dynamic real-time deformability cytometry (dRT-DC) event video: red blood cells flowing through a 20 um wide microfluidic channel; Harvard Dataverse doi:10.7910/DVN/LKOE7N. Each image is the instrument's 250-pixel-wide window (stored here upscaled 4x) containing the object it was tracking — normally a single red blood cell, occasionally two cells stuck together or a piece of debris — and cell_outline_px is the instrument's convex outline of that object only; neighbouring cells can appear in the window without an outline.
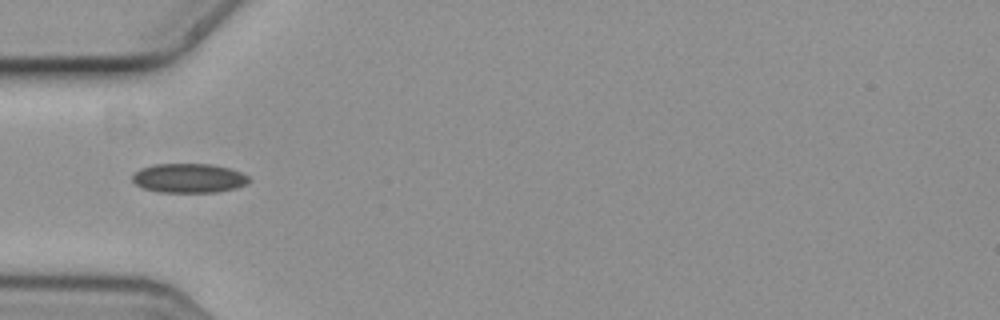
{"species": "common noctule bat (a hibernating species)", "species_latin": "Nyctalus noctula", "temperature_condition": "cold", "stored_images_in_passage": 11, "camera_frame_rate_fps": 3000, "um_per_image_px": 0.085, "animal": {"sex": "female", "body_mass_g": 19.3, "forearm_length_mm": 54.1}, "frame": {"image": 1, "passage_image": 1, "time_ms": 0.0, "image_size_px": [1000, 320], "cell_outline_px": [[252, 180], [236, 188], [216, 192], [156, 192], [144, 188], [136, 184], [132, 180], [132, 176], [140, 168], [156, 164], [208, 164], [228, 168], [240, 172], [248, 176]], "centroid_in_image_um": [16.04, 15.15], "position_along_channel_um": 69.0, "area_um2": 19.77}}
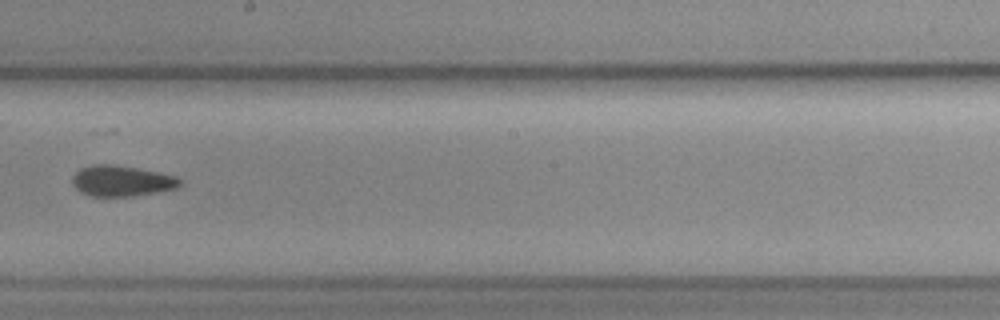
{"frame": {"image": 2, "passage_image": 5, "time_ms": 1.333, "image_size_px": [1000, 320], "cell_outline_px": [[184, 184], [176, 188], [156, 192], [132, 196], [92, 196], [80, 192], [72, 184], [72, 176], [80, 168], [92, 164], [116, 164], [176, 176]], "centroid_in_image_um": [10.32, 15.37], "position_along_channel_um": 237.9, "area_um2": 19.31}}
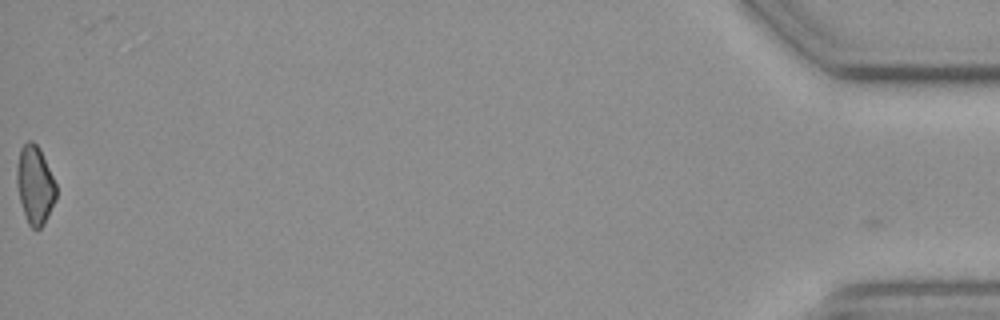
{"frame": {"image": 3, "passage_image": 11, "time_ms": 3.333, "image_size_px": [1000, 320], "cell_outline_px": [[56, 200], [44, 224], [40, 228], [32, 228], [28, 224], [20, 200], [16, 184], [16, 168], [20, 148], [28, 140], [32, 140], [40, 148], [56, 184]], "centroid_in_image_um": [2.97, 15.7], "position_along_channel_um": 432.2, "area_um2": 17.98}}